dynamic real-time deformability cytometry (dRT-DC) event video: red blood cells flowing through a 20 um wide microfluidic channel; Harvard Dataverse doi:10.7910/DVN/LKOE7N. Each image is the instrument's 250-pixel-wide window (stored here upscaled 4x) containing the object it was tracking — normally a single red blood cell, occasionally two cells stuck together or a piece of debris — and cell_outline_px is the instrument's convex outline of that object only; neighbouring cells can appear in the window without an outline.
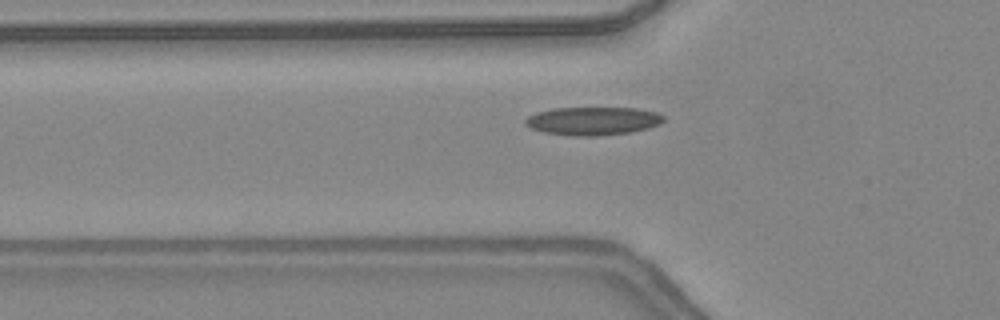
{"species": "common noctule bat (a hibernating species)", "species_latin": "Nyctalus noctula", "temperature_condition": "warm", "stored_images_in_passage": 45, "camera_frame_rate_fps": 3000, "um_per_image_px": 0.085, "animal": {"sex": "female", "body_mass_g": 24.6, "forearm_length_mm": 56.2}, "frame": {"image": 1, "passage_image": 14, "time_ms": 4.333, "image_size_px": [1000, 320], "cell_outline_px": [[664, 120], [660, 124], [648, 128], [632, 132], [600, 136], [572, 136], [544, 132], [532, 128], [524, 124], [524, 120], [528, 116], [536, 112], [552, 108], [636, 108], [656, 112], [664, 116]], "centroid_in_image_um": [50.39, 10.28], "position_along_channel_um": 75.4, "area_um2": 22.89}, "authors_computed_cell_mechanics": {"area_um2": 20.9814, "velocity_mm_per_s": 4.3609, "shape_relaxation_time_tau1_ms": 5.8054, "shape_relaxation_time_tau2_ms": 2.1075, "deformation_change_tau1": 0.1522, "deformation_change_tau2": 0.0727}}